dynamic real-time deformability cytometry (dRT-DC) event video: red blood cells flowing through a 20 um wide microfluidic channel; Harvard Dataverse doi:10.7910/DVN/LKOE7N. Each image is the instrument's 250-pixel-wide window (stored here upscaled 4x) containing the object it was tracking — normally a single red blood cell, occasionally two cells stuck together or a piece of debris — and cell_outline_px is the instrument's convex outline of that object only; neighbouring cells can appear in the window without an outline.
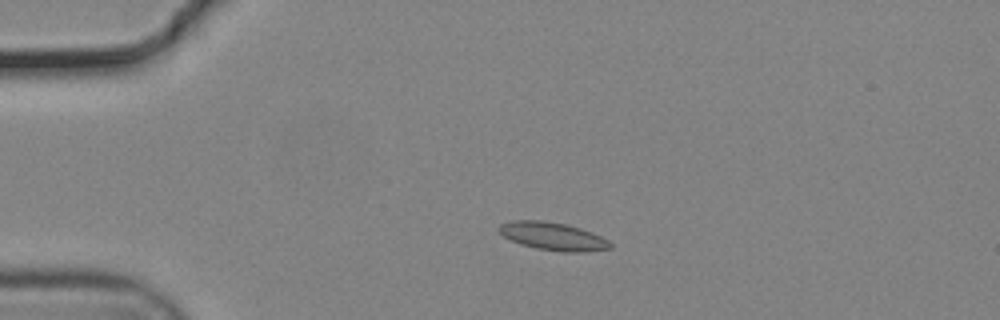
{"species": "common noctule bat (a hibernating species)", "species_latin": "Nyctalus noctula", "temperature_condition": "cold", "stored_images_in_passage": 44, "camera_frame_rate_fps": 3000, "um_per_image_px": 0.085, "animal": {"sex": "male", "body_mass_g": 19.2, "forearm_length_mm": 51.8}, "frame": {"image": 1, "passage_image": 1, "time_ms": 0.0, "image_size_px": [1000, 320], "cell_outline_px": [[612, 248], [584, 252], [564, 252], [536, 248], [520, 244], [504, 236], [496, 228], [500, 224], [512, 220], [540, 220], [564, 224], [580, 228], [592, 232], [608, 240], [612, 244]], "centroid_in_image_um": [46.99, 20.08], "position_along_channel_um": 38.0, "area_um2": 18.03}}
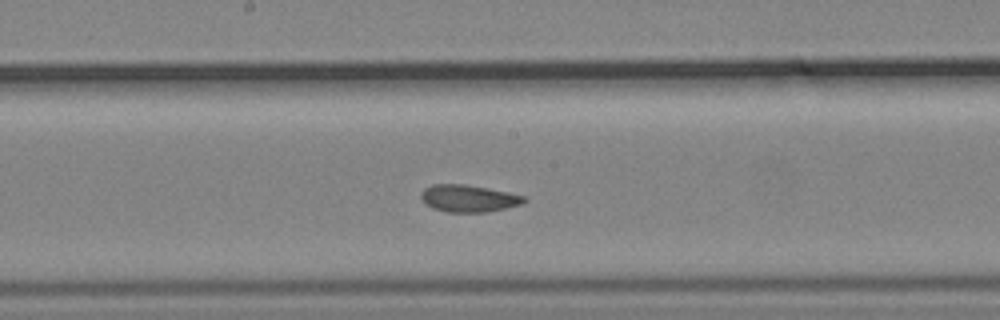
{"frame": {"image": 2, "passage_image": 18, "time_ms": 5.667, "image_size_px": [1000, 320], "cell_outline_px": [[528, 200], [524, 204], [484, 212], [444, 212], [432, 208], [424, 204], [420, 196], [420, 192], [424, 188], [432, 184], [464, 184], [508, 192], [524, 196]], "centroid_in_image_um": [39.79, 16.86], "position_along_channel_um": 208.4, "area_um2": 16.42}}
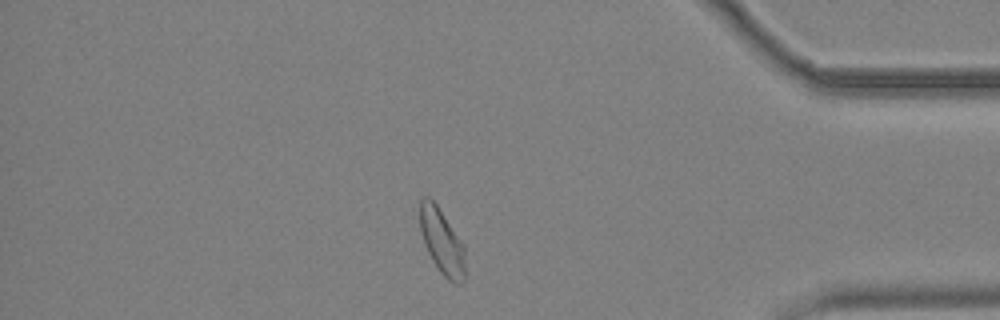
{"frame": {"image": 3, "passage_image": 36, "time_ms": 11.667, "image_size_px": [1000, 320], "cell_outline_px": [[464, 280], [460, 284], [456, 284], [448, 280], [440, 272], [432, 260], [424, 244], [420, 232], [420, 200], [424, 196], [428, 196], [436, 204], [464, 244]], "centroid_in_image_um": [37.55, 20.54], "position_along_channel_um": 397.6, "area_um2": 17.17}, "authors_computed_cell_mechanics": {"area_um2": 16.8776, "velocity_mm_per_s": 3.6864, "shape_relaxation_time_tau1_ms": 8.7443, "shape_relaxation_time_tau2_ms": 2.1368, "deformation_change_tau1": 0.1507, "deformation_change_tau2": 0.0502}}